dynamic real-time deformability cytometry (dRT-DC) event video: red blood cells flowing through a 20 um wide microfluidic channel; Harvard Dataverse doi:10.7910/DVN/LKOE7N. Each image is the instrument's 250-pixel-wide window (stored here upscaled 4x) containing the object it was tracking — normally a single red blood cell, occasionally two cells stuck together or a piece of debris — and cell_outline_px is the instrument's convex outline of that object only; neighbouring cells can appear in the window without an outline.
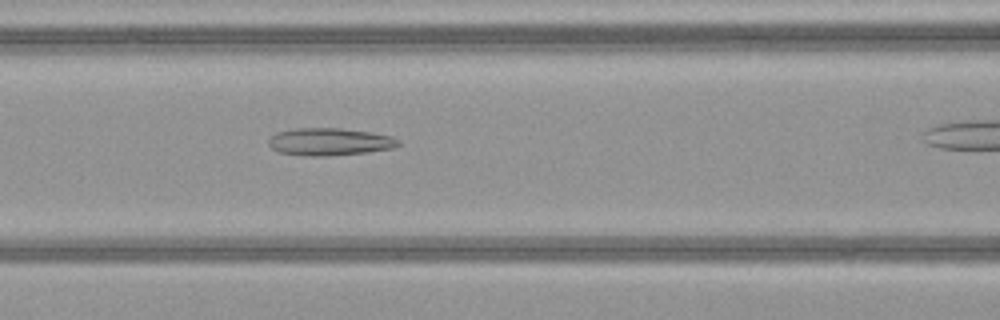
{"species": "common noctule bat (a hibernating species)", "species_latin": "Nyctalus noctula", "temperature_condition": "warm", "stored_images_in_passage": 38, "camera_frame_rate_fps": 3000, "um_per_image_px": 0.085, "animal": {"sex": "female", "body_mass_g": 21.9}, "frame": {"image": 1, "passage_image": 19, "time_ms": 6.0, "image_size_px": [1000, 320], "cell_outline_px": [[400, 144], [392, 148], [368, 152], [328, 156], [304, 156], [280, 152], [272, 148], [268, 144], [268, 140], [276, 132], [296, 128], [340, 128], [372, 132], [392, 136], [400, 140]], "centroid_in_image_um": [28.02, 12.05], "position_along_channel_um": 138.6, "area_um2": 20.87}}
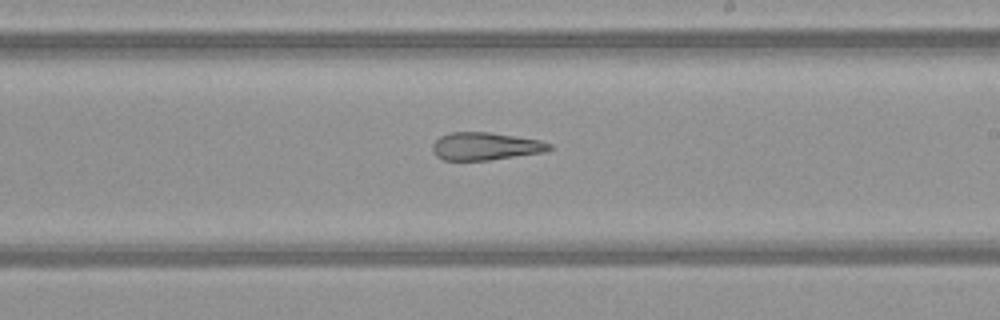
{"frame": {"image": 2, "passage_image": 27, "time_ms": 8.667, "image_size_px": [1000, 320], "cell_outline_px": [[552, 148], [548, 152], [488, 160], [444, 160], [436, 156], [432, 152], [432, 144], [440, 136], [452, 132], [492, 132], [540, 140], [552, 144]], "centroid_in_image_um": [41.29, 12.43], "position_along_channel_um": 247.7, "area_um2": 19.07}}
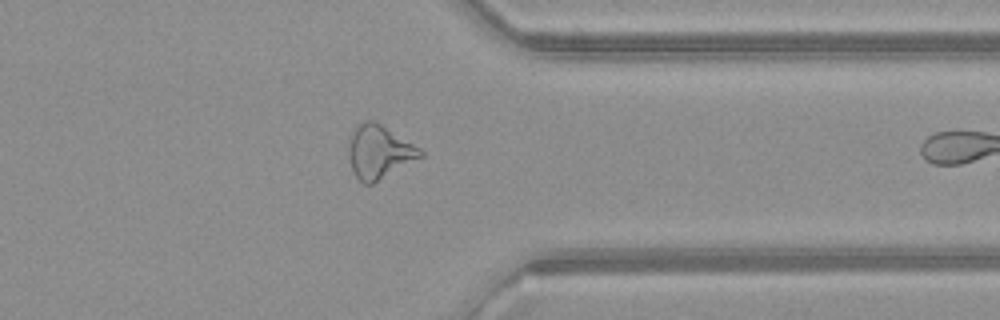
{"frame": {"image": 3, "passage_image": 37, "time_ms": 12.0, "image_size_px": [1000, 320], "cell_outline_px": [[424, 156], [372, 184], [364, 184], [356, 176], [352, 168], [348, 156], [348, 144], [352, 132], [360, 124], [368, 120], [372, 120], [380, 124], [420, 148], [424, 152]], "centroid_in_image_um": [32.23, 12.93], "position_along_channel_um": 379.2, "area_um2": 21.96}}